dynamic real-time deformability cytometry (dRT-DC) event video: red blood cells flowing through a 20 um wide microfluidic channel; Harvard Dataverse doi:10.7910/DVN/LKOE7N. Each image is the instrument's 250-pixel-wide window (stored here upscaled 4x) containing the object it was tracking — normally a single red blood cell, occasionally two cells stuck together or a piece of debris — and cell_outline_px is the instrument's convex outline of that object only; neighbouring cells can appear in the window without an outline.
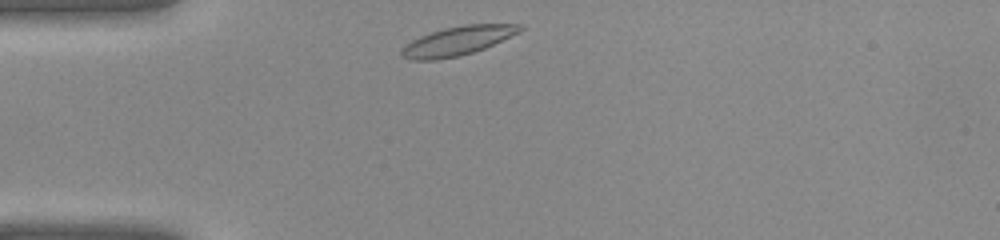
{"species": "common noctule bat (a hibernating species)", "species_latin": "Nyctalus noctula", "temperature_condition": "warm", "stored_images_in_passage": 26, "camera_frame_rate_fps": 3000, "um_per_image_px": 0.085, "animal": {"sex": "female", "body_mass_g": 22.0, "forearm_length_mm": 56.7}, "frame": {"image": 1, "passage_image": 1, "time_ms": 0.0, "image_size_px": [1000, 240], "cell_outline_px": [[524, 28], [520, 32], [484, 48], [460, 56], [436, 60], [412, 60], [400, 56], [400, 52], [412, 40], [420, 36], [444, 28], [464, 24], [520, 24]], "centroid_in_image_um": [38.9, 3.47], "position_along_channel_um": 46.1, "area_um2": 19.83}}
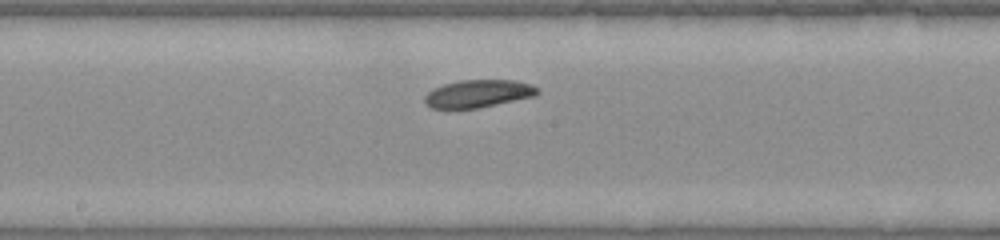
{"frame": {"image": 2, "passage_image": 12, "time_ms": 3.667, "image_size_px": [1000, 240], "cell_outline_px": [[540, 92], [536, 96], [480, 108], [428, 108], [424, 104], [424, 96], [432, 88], [444, 84], [460, 80], [516, 80], [532, 84], [540, 88]], "centroid_in_image_um": [40.67, 7.96], "position_along_channel_um": 207.5, "area_um2": 18.55}}
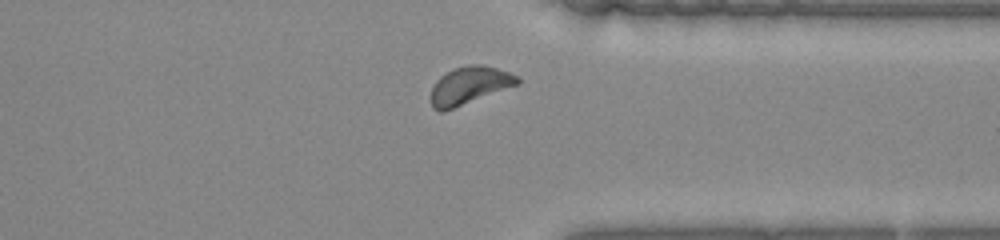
{"frame": {"image": 3, "passage_image": 22, "time_ms": 7.0, "image_size_px": [1000, 240], "cell_outline_px": [[520, 84], [444, 112], [440, 112], [432, 108], [428, 96], [436, 80], [440, 76], [456, 68], [468, 64], [484, 64], [520, 76]], "centroid_in_image_um": [39.88, 7.28], "position_along_channel_um": 371.5, "area_um2": 19.36}}